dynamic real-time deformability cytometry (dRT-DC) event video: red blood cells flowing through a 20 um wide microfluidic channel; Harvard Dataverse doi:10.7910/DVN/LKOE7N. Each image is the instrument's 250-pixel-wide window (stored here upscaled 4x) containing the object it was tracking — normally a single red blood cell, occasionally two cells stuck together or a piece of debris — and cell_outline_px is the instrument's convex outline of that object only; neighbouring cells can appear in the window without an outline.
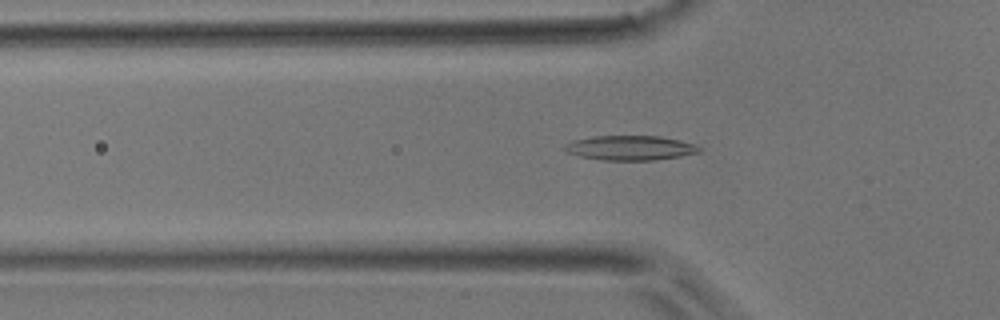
{"species": "common noctule bat (a hibernating species)", "species_latin": "Nyctalus noctula", "temperature_condition": "room temperature", "stored_images_in_passage": 32, "camera_frame_rate_fps": 3000, "um_per_image_px": 0.085, "animal": {"sex": "male", "body_mass_g": 17.9}, "frame": {"image": 1, "passage_image": 2, "time_ms": 0.333, "image_size_px": [1000, 320], "cell_outline_px": [[704, 148], [700, 152], [680, 156], [656, 160], [604, 160], [580, 156], [564, 152], [560, 148], [564, 144], [572, 140], [592, 136], [660, 136], [680, 140], [696, 144]], "centroid_in_image_um": [53.55, 12.56], "position_along_channel_um": 72.3, "area_um2": 19.65}}
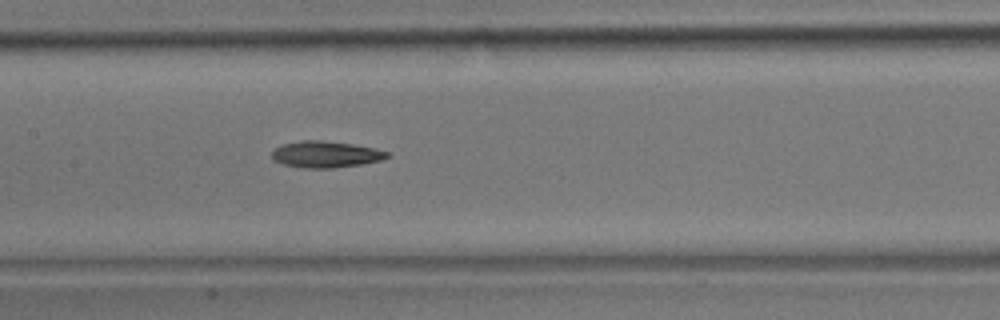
{"frame": {"image": 2, "passage_image": 9, "time_ms": 2.667, "image_size_px": [1000, 320], "cell_outline_px": [[392, 156], [380, 160], [360, 164], [332, 168], [304, 168], [284, 164], [272, 160], [272, 152], [280, 144], [304, 140], [320, 140], [352, 144], [376, 148], [388, 152]], "centroid_in_image_um": [27.68, 13.11], "position_along_channel_um": 179.7, "area_um2": 17.74}}
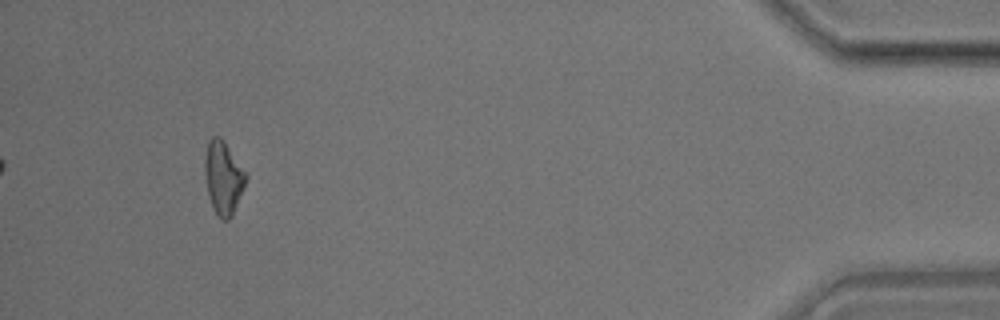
{"frame": {"image": 3, "passage_image": 29, "time_ms": 9.333, "image_size_px": [1000, 320], "cell_outline_px": [[248, 176], [244, 188], [232, 216], [228, 220], [220, 220], [212, 208], [208, 196], [204, 168], [204, 160], [208, 140], [212, 136], [220, 136], [224, 140], [248, 172]], "centroid_in_image_um": [19.0, 15.09], "position_along_channel_um": 416.2, "area_um2": 18.03}}